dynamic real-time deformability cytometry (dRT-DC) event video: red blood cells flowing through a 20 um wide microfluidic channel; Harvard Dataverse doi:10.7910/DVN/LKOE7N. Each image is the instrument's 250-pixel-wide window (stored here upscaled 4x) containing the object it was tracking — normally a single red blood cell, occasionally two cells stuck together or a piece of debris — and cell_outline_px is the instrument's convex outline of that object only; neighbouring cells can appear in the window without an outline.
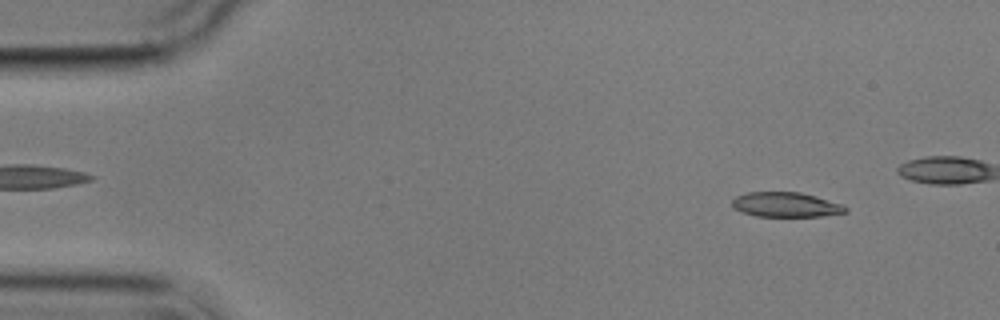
{"species": "common noctule bat (a hibernating species)", "species_latin": "Nyctalus noctula", "temperature_condition": "cold", "stored_images_in_passage": 5, "camera_frame_rate_fps": 3000, "um_per_image_px": 0.085, "animal": {"sex": "male", "body_mass_g": 17.9}, "frame": {"image": 1, "passage_image": 1, "time_ms": 0.0, "image_size_px": [1000, 320], "cell_outline_px": [[848, 212], [820, 216], [756, 216], [740, 212], [732, 204], [732, 200], [736, 196], [748, 192], [800, 192], [816, 196], [844, 204], [848, 208]], "centroid_in_image_um": [66.83, 17.39], "position_along_channel_um": 18.2, "area_um2": 16.42}}
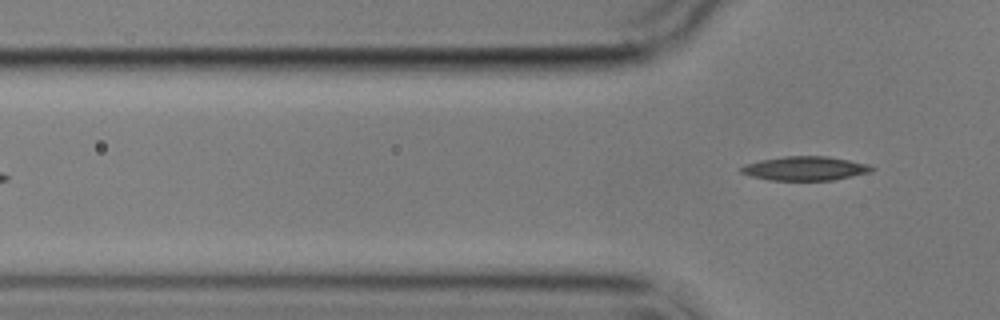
{"frame": {"image": 2, "passage_image": 5, "time_ms": 5.667, "image_size_px": [1000, 320], "cell_outline_px": [[876, 168], [872, 172], [832, 180], [768, 180], [748, 176], [740, 172], [740, 168], [744, 164], [760, 160], [784, 156], [828, 156], [868, 164]], "centroid_in_image_um": [68.41, 14.32], "position_along_channel_um": 57.4, "area_um2": 18.44}}